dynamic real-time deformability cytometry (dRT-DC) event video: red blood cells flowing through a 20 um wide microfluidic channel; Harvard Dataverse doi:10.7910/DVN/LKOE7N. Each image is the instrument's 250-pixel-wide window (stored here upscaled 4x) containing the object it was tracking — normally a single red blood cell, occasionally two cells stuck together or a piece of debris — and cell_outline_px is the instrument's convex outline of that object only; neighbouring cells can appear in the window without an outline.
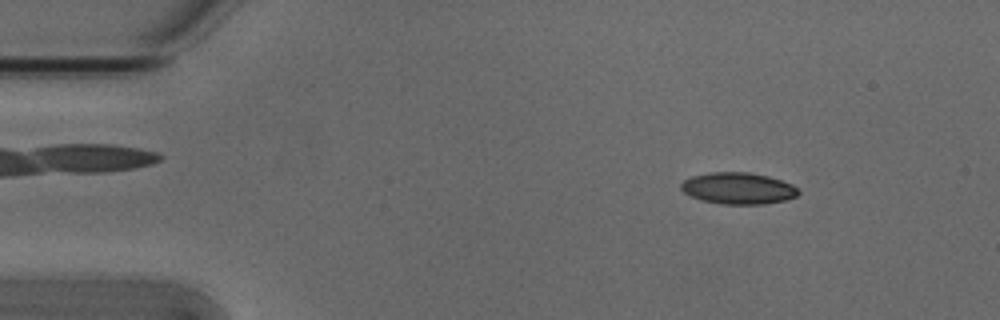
{"species": "Egyptian fruit bat (a non-hibernating species)", "species_latin": "Rousettus aegyptiacus", "temperature_condition": "cold", "stored_images_in_passage": 52, "camera_frame_rate_fps": 3000, "um_per_image_px": 0.085, "animal": {"sex": "male"}, "frame": {"image": 1, "passage_image": 6, "time_ms": 1.667, "image_size_px": [1000, 320], "cell_outline_px": [[800, 192], [796, 196], [784, 200], [764, 204], [720, 204], [700, 200], [684, 192], [680, 188], [680, 184], [684, 180], [692, 176], [712, 172], [748, 172], [768, 176], [792, 184]], "centroid_in_image_um": [62.72, 16.01], "position_along_channel_um": 22.3, "area_um2": 21.5}}
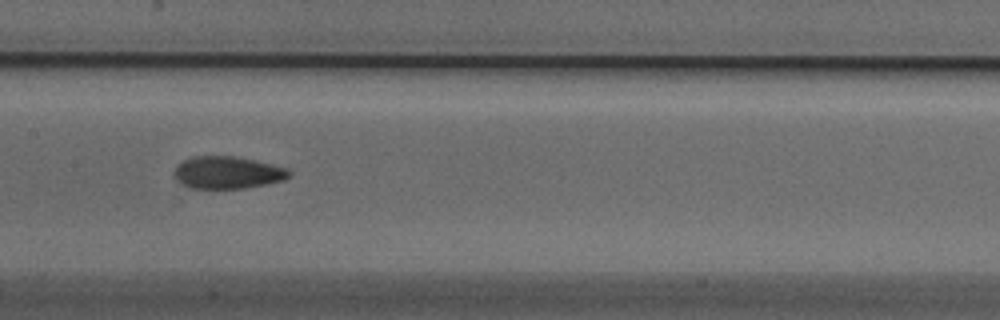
{"frame": {"image": 2, "passage_image": 25, "time_ms": 8.0, "image_size_px": [1000, 320], "cell_outline_px": [[292, 176], [284, 180], [244, 188], [192, 188], [176, 180], [172, 176], [172, 172], [184, 160], [192, 156], [236, 156], [272, 164], [288, 168], [292, 172]], "centroid_in_image_um": [19.36, 14.66], "position_along_channel_um": 188.0, "area_um2": 21.68}}
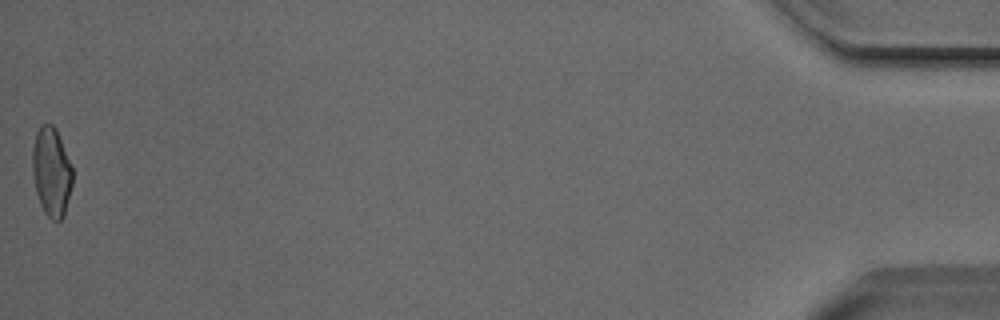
{"frame": {"image": 3, "passage_image": 52, "time_ms": 17.0, "image_size_px": [1000, 320], "cell_outline_px": [[72, 184], [64, 216], [60, 220], [52, 220], [44, 212], [40, 204], [36, 192], [32, 172], [32, 148], [36, 132], [40, 124], [52, 124], [56, 128], [72, 168]], "centroid_in_image_um": [4.35, 14.6], "position_along_channel_um": 430.8, "area_um2": 20.81}, "authors_computed_cell_mechanics": {"area_um2": 21.2993, "velocity_mm_per_s": 3.8428, "shape_relaxation_time_tau1_ms": 9.9619, "shape_relaxation_time_tau2_ms": 2.3971, "deformation_change_tau1": 0.2328, "deformation_change_tau2": 0.0797}}